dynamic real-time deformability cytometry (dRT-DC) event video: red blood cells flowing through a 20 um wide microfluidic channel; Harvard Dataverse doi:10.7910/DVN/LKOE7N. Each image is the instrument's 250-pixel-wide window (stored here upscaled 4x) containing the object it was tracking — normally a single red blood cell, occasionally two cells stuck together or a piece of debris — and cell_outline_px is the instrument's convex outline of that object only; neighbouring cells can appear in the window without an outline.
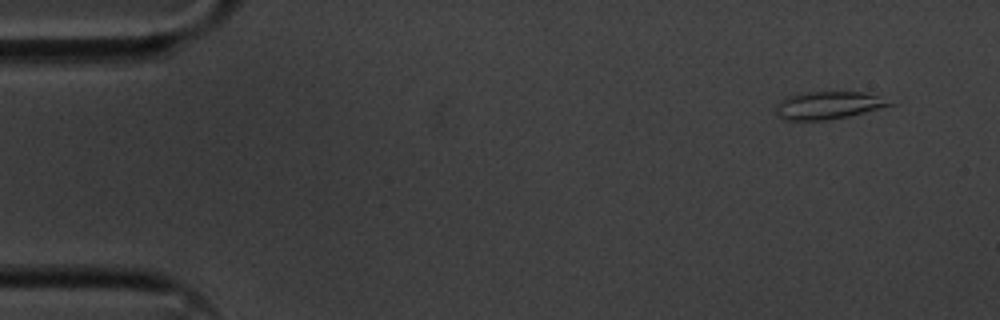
{"species": "common noctule bat (a hibernating species)", "species_latin": "Nyctalus noctula", "temperature_condition": "cold", "stored_images_in_passage": 6, "camera_frame_rate_fps": 3000, "um_per_image_px": 0.085, "animal": {"sex": "male", "body_mass_g": 20.1, "forearm_length_mm": 53.5}, "frame": {"image": 1, "passage_image": 1, "time_ms": 0.0, "image_size_px": [1000, 320], "cell_outline_px": [[892, 104], [880, 108], [848, 116], [828, 120], [784, 120], [776, 112], [776, 104], [780, 100], [788, 96], [808, 92], [868, 92]], "centroid_in_image_um": [70.32, 8.95], "position_along_channel_um": 14.7, "area_um2": 17.92}}
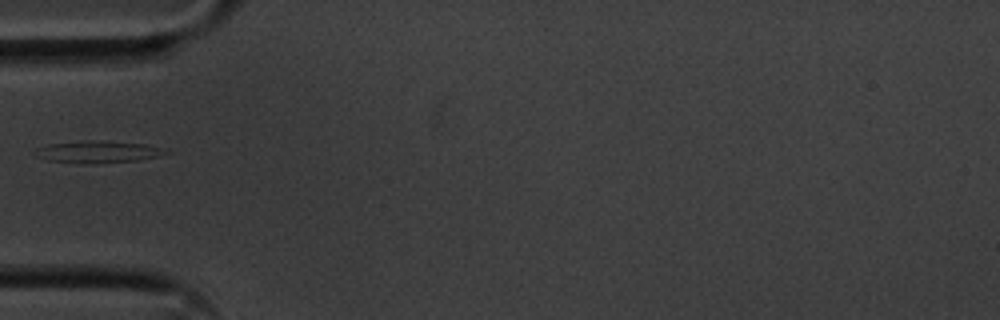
{"frame": {"image": 2, "passage_image": 5, "time_ms": 1.333, "image_size_px": [1000, 320], "cell_outline_px": [[172, 152], [160, 156], [140, 160], [96, 164], [80, 164], [48, 160], [36, 156], [32, 152], [36, 148], [48, 144], [84, 140], [100, 140], [144, 144], [168, 148]], "centroid_in_image_um": [8.36, 12.91], "position_along_channel_um": 76.6, "area_um2": 17.34}}
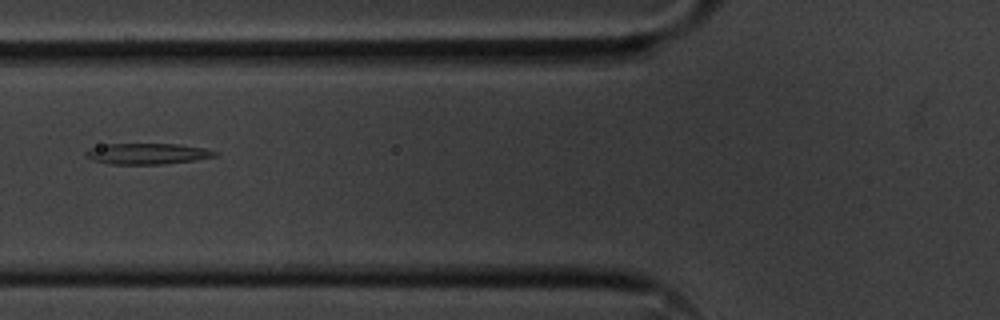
{"frame": {"image": 3, "passage_image": 6, "time_ms": 1.667, "image_size_px": [1000, 320], "cell_outline_px": [[216, 156], [196, 160], [164, 164], [108, 164], [92, 160], [84, 156], [84, 152], [88, 148], [108, 144], [176, 144], [204, 148], [216, 152]], "centroid_in_image_um": [12.46, 13.07], "position_along_channel_um": 113.3, "area_um2": 15.78}}